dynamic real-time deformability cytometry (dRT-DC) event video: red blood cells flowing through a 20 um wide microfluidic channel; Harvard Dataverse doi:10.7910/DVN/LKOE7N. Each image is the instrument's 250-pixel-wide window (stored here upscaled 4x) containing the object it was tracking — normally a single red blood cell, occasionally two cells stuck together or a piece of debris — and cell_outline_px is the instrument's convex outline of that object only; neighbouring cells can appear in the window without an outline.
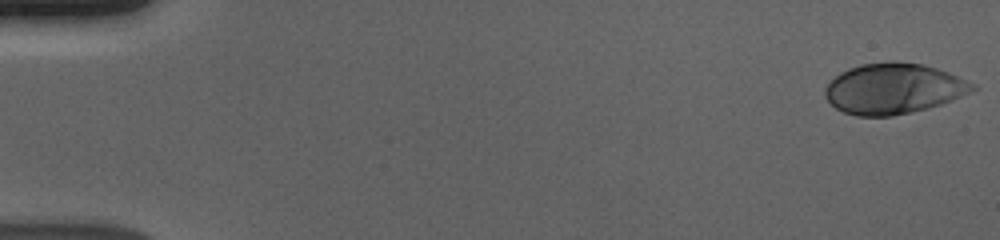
{"species": "human", "species_latin": "Homo sapiens", "temperature_condition": "cold", "stored_images_in_passage": 57, "segment_of_instrument_passage": [1, 2], "camera_frame_rate_fps": 3000, "um_per_image_px": 0.085, "donor": {"sex": "male"}, "frame": {"image": 1, "passage_image": 1, "time_ms": 0.0, "image_size_px": [1000, 240], "cell_outline_px": [[976, 88], [952, 100], [928, 108], [912, 112], [892, 116], [856, 116], [844, 112], [836, 108], [824, 96], [824, 88], [840, 72], [848, 68], [860, 64], [892, 60], [920, 64], [936, 68], [948, 72], [976, 84]], "centroid_in_image_um": [75.92, 7.52], "position_along_channel_um": 9.1, "area_um2": 43.41}}
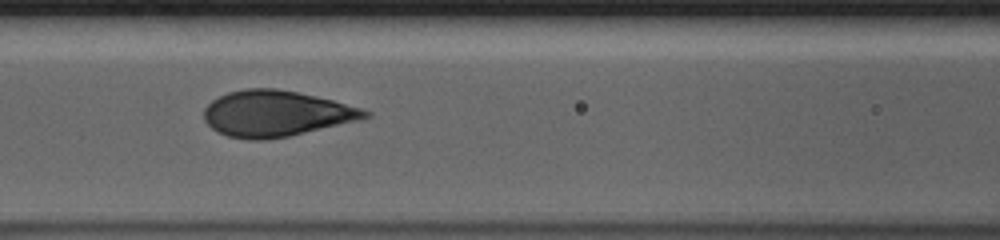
{"frame": {"image": 2, "passage_image": 25, "time_ms": 8.0, "image_size_px": [1000, 240], "cell_outline_px": [[372, 116], [356, 120], [288, 136], [264, 140], [248, 140], [228, 136], [212, 128], [204, 120], [204, 108], [212, 100], [228, 92], [244, 88], [276, 88], [316, 96], [332, 100], [360, 108], [372, 112]], "centroid_in_image_um": [23.42, 9.64], "position_along_channel_um": 143.2, "area_um2": 42.66}}
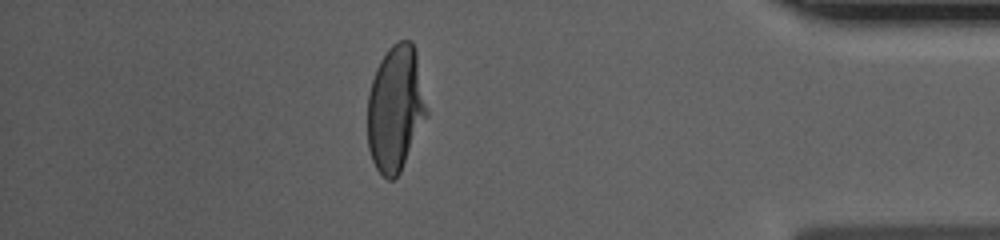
{"frame": {"image": 3, "passage_image": 49, "time_ms": 16.0, "image_size_px": [1000, 240], "cell_outline_px": [[428, 116], [400, 172], [392, 180], [388, 180], [376, 168], [372, 160], [368, 148], [368, 96], [372, 80], [376, 68], [380, 60], [388, 48], [392, 44], [400, 40], [412, 40], [416, 52], [428, 108]], "centroid_in_image_um": [33.63, 9.21], "position_along_channel_um": 401.6, "area_um2": 43.64}}